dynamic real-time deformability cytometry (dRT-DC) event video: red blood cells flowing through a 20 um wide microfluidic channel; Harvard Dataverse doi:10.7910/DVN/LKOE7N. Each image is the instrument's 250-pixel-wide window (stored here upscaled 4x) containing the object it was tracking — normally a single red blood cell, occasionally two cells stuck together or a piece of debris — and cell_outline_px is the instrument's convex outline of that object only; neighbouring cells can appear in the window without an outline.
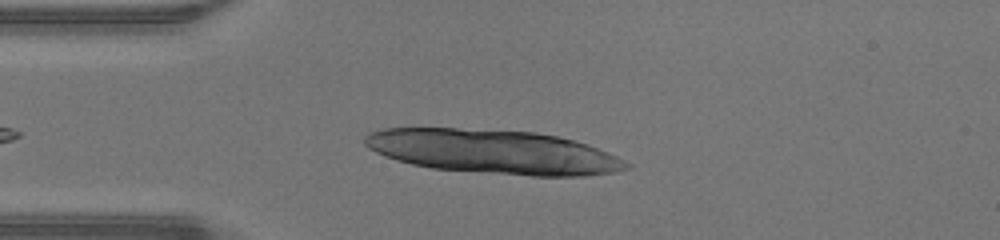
{"species": "human", "species_latin": "Homo sapiens", "temperature_condition": "warm", "stored_images_in_passage": 39, "camera_frame_rate_fps": 3000, "um_per_image_px": 0.085, "donor": {"sex": "male"}, "frame": {"image": 1, "passage_image": 5, "time_ms": 1.333, "image_size_px": [1000, 240], "cell_outline_px": [[632, 164], [628, 168], [612, 172], [584, 176], [532, 176], [432, 168], [412, 164], [396, 160], [384, 156], [368, 148], [364, 144], [364, 136], [372, 132], [384, 128], [456, 128], [536, 132], [556, 136], [588, 144], [608, 152]], "centroid_in_image_um": [41.93, 12.9], "position_along_channel_um": 43.1, "area_um2": 66.99}}
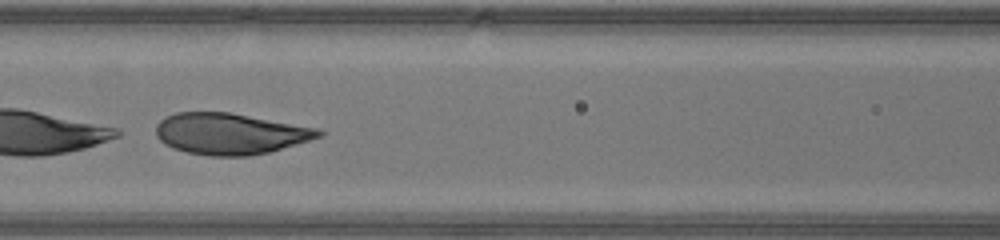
{"frame": {"image": 2, "passage_image": 14, "time_ms": 4.333, "image_size_px": [1000, 240], "cell_outline_px": [[324, 136], [268, 152], [248, 156], [208, 156], [188, 152], [172, 148], [164, 144], [156, 136], [156, 124], [160, 120], [176, 112], [228, 112], [320, 128], [324, 132]], "centroid_in_image_um": [19.57, 11.36], "position_along_channel_um": 147.0, "area_um2": 39.19}}
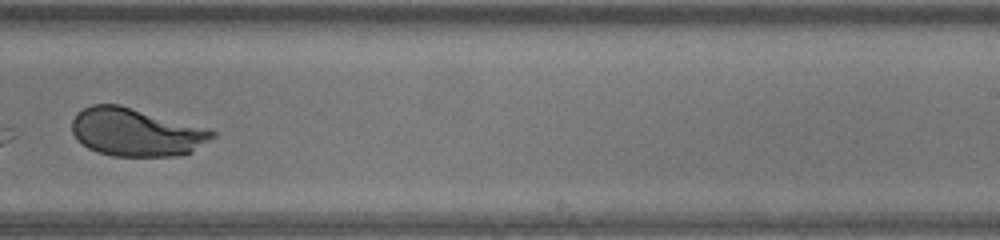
{"frame": {"image": 3, "passage_image": 23, "time_ms": 7.333, "image_size_px": [1000, 240], "cell_outline_px": [[216, 136], [192, 152], [176, 156], [112, 156], [88, 148], [76, 140], [72, 132], [72, 120], [76, 112], [92, 104], [120, 104], [212, 128], [216, 132]], "centroid_in_image_um": [11.61, 11.22], "position_along_channel_um": 277.4, "area_um2": 39.94}, "authors_computed_cell_mechanics": {"area_um2": 40.2866, "velocity_mm_per_s": 4.3674, "shape_relaxation_time_tau1_ms": 2.5487, "shape_relaxation_time_tau2_ms": null, "deformation_change_tau1": 0.1715, "deformation_change_tau2": null}}